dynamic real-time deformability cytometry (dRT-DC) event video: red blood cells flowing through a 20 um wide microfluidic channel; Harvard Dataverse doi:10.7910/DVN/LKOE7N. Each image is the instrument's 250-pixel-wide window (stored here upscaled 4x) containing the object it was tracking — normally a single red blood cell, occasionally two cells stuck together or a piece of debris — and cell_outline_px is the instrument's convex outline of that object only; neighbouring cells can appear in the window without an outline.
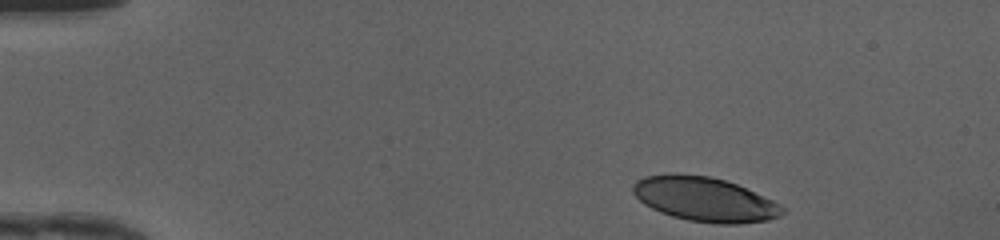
{"species": "human", "species_latin": "Homo sapiens", "temperature_condition": "cold", "stored_images_in_passage": 43, "camera_frame_rate_fps": 3000, "um_per_image_px": 0.085, "donor": {"sex": "female"}, "frame": {"image": 1, "passage_image": 1, "time_ms": 0.0, "image_size_px": [1000, 240], "cell_outline_px": [[784, 212], [780, 216], [768, 220], [740, 224], [716, 224], [688, 220], [672, 216], [660, 212], [644, 204], [632, 192], [632, 184], [636, 180], [644, 176], [708, 176], [724, 180], [736, 184], [772, 200], [780, 204], [784, 208]], "centroid_in_image_um": [59.92, 16.98], "position_along_channel_um": 25.1, "area_um2": 37.86}}
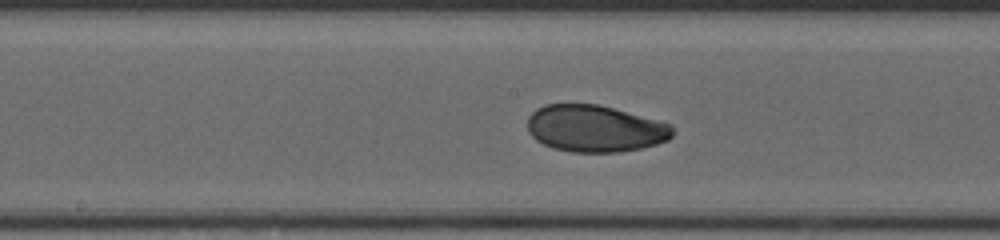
{"frame": {"image": 2, "passage_image": 20, "time_ms": 6.333, "image_size_px": [1000, 240], "cell_outline_px": [[672, 136], [668, 140], [656, 144], [640, 148], [616, 152], [572, 152], [552, 148], [536, 140], [528, 132], [528, 116], [536, 108], [544, 104], [600, 104], [660, 120], [672, 124]], "centroid_in_image_um": [50.57, 10.91], "position_along_channel_um": 197.6, "area_um2": 39.88}}
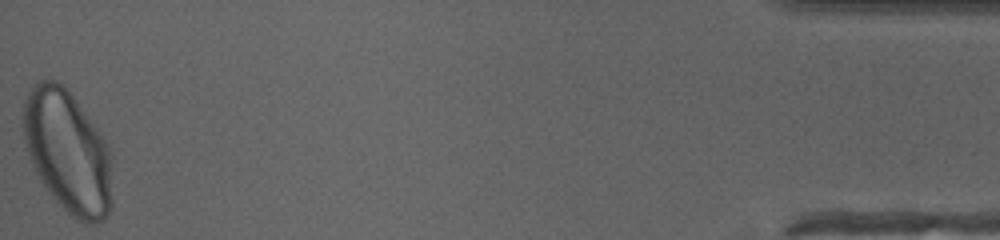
{"frame": {"image": 3, "passage_image": 43, "time_ms": 14.0, "image_size_px": [1000, 240], "cell_outline_px": [[112, 204], [104, 220], [96, 224], [84, 224], [76, 220], [52, 196], [40, 180], [32, 164], [24, 140], [24, 104], [28, 92], [36, 80], [56, 80], [68, 88], [96, 128], [104, 140], [112, 156]], "centroid_in_image_um": [5.78, 12.91], "position_along_channel_um": 429.4, "area_um2": 63.64}, "authors_computed_cell_mechanics": {"area_um2": 40.171, "velocity_mm_per_s": 4.1714, "shape_relaxation_time_tau1_ms": 3.5664, "shape_relaxation_time_tau2_ms": 1.9623, "deformation_change_tau1": 0.1431, "deformation_change_tau2": 0.0539}}